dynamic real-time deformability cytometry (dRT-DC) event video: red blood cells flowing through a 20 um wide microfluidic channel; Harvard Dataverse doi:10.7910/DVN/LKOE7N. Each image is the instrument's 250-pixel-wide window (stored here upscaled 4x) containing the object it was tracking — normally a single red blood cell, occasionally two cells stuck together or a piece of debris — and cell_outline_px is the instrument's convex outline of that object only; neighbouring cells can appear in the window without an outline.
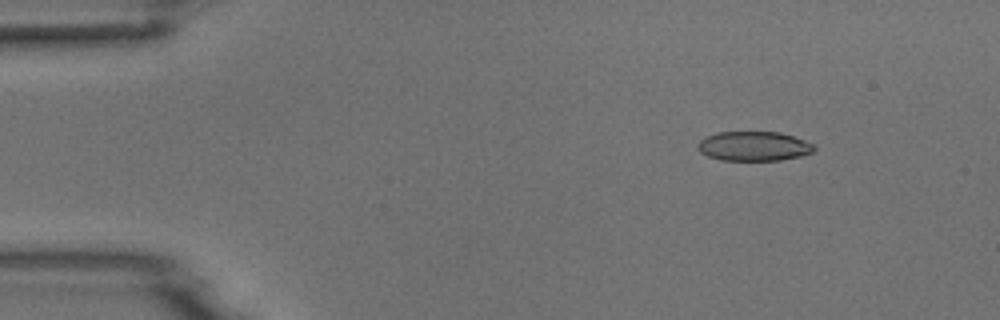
{"species": "common noctule bat (a hibernating species)", "species_latin": "Nyctalus noctula", "temperature_condition": "room temperature", "stored_images_in_passage": 4, "camera_frame_rate_fps": 3000, "um_per_image_px": 0.085, "animal": {"sex": "male", "body_mass_g": 18.8}, "frame": {"image": 1, "passage_image": 2, "time_ms": 1.0, "image_size_px": [1000, 320], "cell_outline_px": [[816, 148], [812, 152], [800, 156], [780, 160], [720, 160], [708, 156], [700, 152], [700, 140], [716, 132], [780, 132], [816, 144]], "centroid_in_image_um": [64.12, 12.42], "position_along_channel_um": 20.9, "area_um2": 19.83}}